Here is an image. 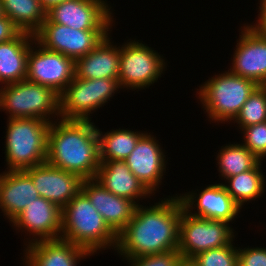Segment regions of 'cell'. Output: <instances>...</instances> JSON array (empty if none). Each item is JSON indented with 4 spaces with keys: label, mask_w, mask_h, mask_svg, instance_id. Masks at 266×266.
<instances>
[{
    "label": "cell",
    "mask_w": 266,
    "mask_h": 266,
    "mask_svg": "<svg viewBox=\"0 0 266 266\" xmlns=\"http://www.w3.org/2000/svg\"><path fill=\"white\" fill-rule=\"evenodd\" d=\"M183 208L177 194L160 199L154 205H137L132 219L118 234L117 255L125 261L178 251L179 222Z\"/></svg>",
    "instance_id": "cell-1"
},
{
    "label": "cell",
    "mask_w": 266,
    "mask_h": 266,
    "mask_svg": "<svg viewBox=\"0 0 266 266\" xmlns=\"http://www.w3.org/2000/svg\"><path fill=\"white\" fill-rule=\"evenodd\" d=\"M46 162L83 180L95 178L101 162L94 121H53L48 131Z\"/></svg>",
    "instance_id": "cell-2"
},
{
    "label": "cell",
    "mask_w": 266,
    "mask_h": 266,
    "mask_svg": "<svg viewBox=\"0 0 266 266\" xmlns=\"http://www.w3.org/2000/svg\"><path fill=\"white\" fill-rule=\"evenodd\" d=\"M61 239L95 255L110 248L116 250L118 235L80 190L62 209Z\"/></svg>",
    "instance_id": "cell-3"
},
{
    "label": "cell",
    "mask_w": 266,
    "mask_h": 266,
    "mask_svg": "<svg viewBox=\"0 0 266 266\" xmlns=\"http://www.w3.org/2000/svg\"><path fill=\"white\" fill-rule=\"evenodd\" d=\"M257 86L254 81L226 70L203 82L196 97L210 123L230 124Z\"/></svg>",
    "instance_id": "cell-4"
},
{
    "label": "cell",
    "mask_w": 266,
    "mask_h": 266,
    "mask_svg": "<svg viewBox=\"0 0 266 266\" xmlns=\"http://www.w3.org/2000/svg\"><path fill=\"white\" fill-rule=\"evenodd\" d=\"M49 122L38 118L7 119V171H22L46 162Z\"/></svg>",
    "instance_id": "cell-5"
},
{
    "label": "cell",
    "mask_w": 266,
    "mask_h": 266,
    "mask_svg": "<svg viewBox=\"0 0 266 266\" xmlns=\"http://www.w3.org/2000/svg\"><path fill=\"white\" fill-rule=\"evenodd\" d=\"M0 111L5 112L8 119L38 118L52 123L60 119L59 94L26 79L6 84L0 93Z\"/></svg>",
    "instance_id": "cell-6"
},
{
    "label": "cell",
    "mask_w": 266,
    "mask_h": 266,
    "mask_svg": "<svg viewBox=\"0 0 266 266\" xmlns=\"http://www.w3.org/2000/svg\"><path fill=\"white\" fill-rule=\"evenodd\" d=\"M120 89L118 79H80L75 76L59 95L60 119L92 121L93 115L90 114L109 103Z\"/></svg>",
    "instance_id": "cell-7"
},
{
    "label": "cell",
    "mask_w": 266,
    "mask_h": 266,
    "mask_svg": "<svg viewBox=\"0 0 266 266\" xmlns=\"http://www.w3.org/2000/svg\"><path fill=\"white\" fill-rule=\"evenodd\" d=\"M143 43L135 38L128 39L120 45L118 80L123 90H145L165 74L167 69L165 57Z\"/></svg>",
    "instance_id": "cell-8"
},
{
    "label": "cell",
    "mask_w": 266,
    "mask_h": 266,
    "mask_svg": "<svg viewBox=\"0 0 266 266\" xmlns=\"http://www.w3.org/2000/svg\"><path fill=\"white\" fill-rule=\"evenodd\" d=\"M232 227L226 221L193 216L183 208L178 252L183 258H192L200 252L230 245L236 237Z\"/></svg>",
    "instance_id": "cell-9"
},
{
    "label": "cell",
    "mask_w": 266,
    "mask_h": 266,
    "mask_svg": "<svg viewBox=\"0 0 266 266\" xmlns=\"http://www.w3.org/2000/svg\"><path fill=\"white\" fill-rule=\"evenodd\" d=\"M111 7L107 0H65L47 10L46 19L77 30H110L116 20Z\"/></svg>",
    "instance_id": "cell-10"
},
{
    "label": "cell",
    "mask_w": 266,
    "mask_h": 266,
    "mask_svg": "<svg viewBox=\"0 0 266 266\" xmlns=\"http://www.w3.org/2000/svg\"><path fill=\"white\" fill-rule=\"evenodd\" d=\"M75 77V61L44 48L33 41L28 58L26 80L53 89L61 94Z\"/></svg>",
    "instance_id": "cell-11"
},
{
    "label": "cell",
    "mask_w": 266,
    "mask_h": 266,
    "mask_svg": "<svg viewBox=\"0 0 266 266\" xmlns=\"http://www.w3.org/2000/svg\"><path fill=\"white\" fill-rule=\"evenodd\" d=\"M110 31L112 30H77L46 19L34 37L44 48L76 61L92 51Z\"/></svg>",
    "instance_id": "cell-12"
},
{
    "label": "cell",
    "mask_w": 266,
    "mask_h": 266,
    "mask_svg": "<svg viewBox=\"0 0 266 266\" xmlns=\"http://www.w3.org/2000/svg\"><path fill=\"white\" fill-rule=\"evenodd\" d=\"M151 132H145L136 143L134 150L124 159L130 171L153 195L166 175L167 152Z\"/></svg>",
    "instance_id": "cell-13"
},
{
    "label": "cell",
    "mask_w": 266,
    "mask_h": 266,
    "mask_svg": "<svg viewBox=\"0 0 266 266\" xmlns=\"http://www.w3.org/2000/svg\"><path fill=\"white\" fill-rule=\"evenodd\" d=\"M11 224L16 232L18 230V233L21 231L29 236L24 239L23 246L36 241L60 239L62 209L40 196L28 204Z\"/></svg>",
    "instance_id": "cell-14"
},
{
    "label": "cell",
    "mask_w": 266,
    "mask_h": 266,
    "mask_svg": "<svg viewBox=\"0 0 266 266\" xmlns=\"http://www.w3.org/2000/svg\"><path fill=\"white\" fill-rule=\"evenodd\" d=\"M223 183L205 186L200 191L197 189L198 193L195 189L178 194L184 209L193 216L232 223L238 219L241 208L226 191Z\"/></svg>",
    "instance_id": "cell-15"
},
{
    "label": "cell",
    "mask_w": 266,
    "mask_h": 266,
    "mask_svg": "<svg viewBox=\"0 0 266 266\" xmlns=\"http://www.w3.org/2000/svg\"><path fill=\"white\" fill-rule=\"evenodd\" d=\"M241 25L239 39L236 41L233 57L231 56L232 67L228 70L254 81L257 85L266 86V39L247 23Z\"/></svg>",
    "instance_id": "cell-16"
},
{
    "label": "cell",
    "mask_w": 266,
    "mask_h": 266,
    "mask_svg": "<svg viewBox=\"0 0 266 266\" xmlns=\"http://www.w3.org/2000/svg\"><path fill=\"white\" fill-rule=\"evenodd\" d=\"M32 179L39 196L63 209L81 190V179L77 174L59 169L44 162L24 170Z\"/></svg>",
    "instance_id": "cell-17"
},
{
    "label": "cell",
    "mask_w": 266,
    "mask_h": 266,
    "mask_svg": "<svg viewBox=\"0 0 266 266\" xmlns=\"http://www.w3.org/2000/svg\"><path fill=\"white\" fill-rule=\"evenodd\" d=\"M81 191L117 235L135 213L137 204L134 201L109 192L95 178L83 180Z\"/></svg>",
    "instance_id": "cell-18"
},
{
    "label": "cell",
    "mask_w": 266,
    "mask_h": 266,
    "mask_svg": "<svg viewBox=\"0 0 266 266\" xmlns=\"http://www.w3.org/2000/svg\"><path fill=\"white\" fill-rule=\"evenodd\" d=\"M23 248V266H77L83 259L93 256L84 248L61 238L36 241Z\"/></svg>",
    "instance_id": "cell-19"
},
{
    "label": "cell",
    "mask_w": 266,
    "mask_h": 266,
    "mask_svg": "<svg viewBox=\"0 0 266 266\" xmlns=\"http://www.w3.org/2000/svg\"><path fill=\"white\" fill-rule=\"evenodd\" d=\"M38 197L31 177L24 170L0 173V209L10 223Z\"/></svg>",
    "instance_id": "cell-20"
},
{
    "label": "cell",
    "mask_w": 266,
    "mask_h": 266,
    "mask_svg": "<svg viewBox=\"0 0 266 266\" xmlns=\"http://www.w3.org/2000/svg\"><path fill=\"white\" fill-rule=\"evenodd\" d=\"M111 31L88 54L75 61V76L80 79H118L120 44L114 43Z\"/></svg>",
    "instance_id": "cell-21"
},
{
    "label": "cell",
    "mask_w": 266,
    "mask_h": 266,
    "mask_svg": "<svg viewBox=\"0 0 266 266\" xmlns=\"http://www.w3.org/2000/svg\"><path fill=\"white\" fill-rule=\"evenodd\" d=\"M95 179L109 192L128 198L140 205L153 196L138 178L130 171L124 160L103 161Z\"/></svg>",
    "instance_id": "cell-22"
},
{
    "label": "cell",
    "mask_w": 266,
    "mask_h": 266,
    "mask_svg": "<svg viewBox=\"0 0 266 266\" xmlns=\"http://www.w3.org/2000/svg\"><path fill=\"white\" fill-rule=\"evenodd\" d=\"M34 40L33 34L21 31L15 38L0 43V82L3 85L26 79L27 58Z\"/></svg>",
    "instance_id": "cell-23"
},
{
    "label": "cell",
    "mask_w": 266,
    "mask_h": 266,
    "mask_svg": "<svg viewBox=\"0 0 266 266\" xmlns=\"http://www.w3.org/2000/svg\"><path fill=\"white\" fill-rule=\"evenodd\" d=\"M262 163L260 161L253 169L225 179L224 188L241 209L246 203L259 199L266 191Z\"/></svg>",
    "instance_id": "cell-24"
},
{
    "label": "cell",
    "mask_w": 266,
    "mask_h": 266,
    "mask_svg": "<svg viewBox=\"0 0 266 266\" xmlns=\"http://www.w3.org/2000/svg\"><path fill=\"white\" fill-rule=\"evenodd\" d=\"M3 14L22 32L35 34L46 20L40 0H0Z\"/></svg>",
    "instance_id": "cell-25"
},
{
    "label": "cell",
    "mask_w": 266,
    "mask_h": 266,
    "mask_svg": "<svg viewBox=\"0 0 266 266\" xmlns=\"http://www.w3.org/2000/svg\"><path fill=\"white\" fill-rule=\"evenodd\" d=\"M97 127L99 136L100 162L124 160L134 150L139 138L146 131L131 129H116L107 132L100 131Z\"/></svg>",
    "instance_id": "cell-26"
},
{
    "label": "cell",
    "mask_w": 266,
    "mask_h": 266,
    "mask_svg": "<svg viewBox=\"0 0 266 266\" xmlns=\"http://www.w3.org/2000/svg\"><path fill=\"white\" fill-rule=\"evenodd\" d=\"M216 154L215 160L221 180L249 171L260 162L242 143L238 142L221 146Z\"/></svg>",
    "instance_id": "cell-27"
},
{
    "label": "cell",
    "mask_w": 266,
    "mask_h": 266,
    "mask_svg": "<svg viewBox=\"0 0 266 266\" xmlns=\"http://www.w3.org/2000/svg\"><path fill=\"white\" fill-rule=\"evenodd\" d=\"M266 121V86L258 85L243 104L239 114L231 122L241 131L250 125Z\"/></svg>",
    "instance_id": "cell-28"
},
{
    "label": "cell",
    "mask_w": 266,
    "mask_h": 266,
    "mask_svg": "<svg viewBox=\"0 0 266 266\" xmlns=\"http://www.w3.org/2000/svg\"><path fill=\"white\" fill-rule=\"evenodd\" d=\"M234 244L200 252L192 259L197 266H238V247Z\"/></svg>",
    "instance_id": "cell-29"
},
{
    "label": "cell",
    "mask_w": 266,
    "mask_h": 266,
    "mask_svg": "<svg viewBox=\"0 0 266 266\" xmlns=\"http://www.w3.org/2000/svg\"><path fill=\"white\" fill-rule=\"evenodd\" d=\"M242 144L260 161L266 158V121L241 130Z\"/></svg>",
    "instance_id": "cell-30"
},
{
    "label": "cell",
    "mask_w": 266,
    "mask_h": 266,
    "mask_svg": "<svg viewBox=\"0 0 266 266\" xmlns=\"http://www.w3.org/2000/svg\"><path fill=\"white\" fill-rule=\"evenodd\" d=\"M181 255L178 251L127 259L129 266H177Z\"/></svg>",
    "instance_id": "cell-31"
},
{
    "label": "cell",
    "mask_w": 266,
    "mask_h": 266,
    "mask_svg": "<svg viewBox=\"0 0 266 266\" xmlns=\"http://www.w3.org/2000/svg\"><path fill=\"white\" fill-rule=\"evenodd\" d=\"M238 266H266V247H238Z\"/></svg>",
    "instance_id": "cell-32"
},
{
    "label": "cell",
    "mask_w": 266,
    "mask_h": 266,
    "mask_svg": "<svg viewBox=\"0 0 266 266\" xmlns=\"http://www.w3.org/2000/svg\"><path fill=\"white\" fill-rule=\"evenodd\" d=\"M21 30L5 15L0 17V43L15 38Z\"/></svg>",
    "instance_id": "cell-33"
},
{
    "label": "cell",
    "mask_w": 266,
    "mask_h": 266,
    "mask_svg": "<svg viewBox=\"0 0 266 266\" xmlns=\"http://www.w3.org/2000/svg\"><path fill=\"white\" fill-rule=\"evenodd\" d=\"M259 2L257 20L255 23L253 21L251 24L248 22L247 25L258 35L266 39V0H260Z\"/></svg>",
    "instance_id": "cell-34"
},
{
    "label": "cell",
    "mask_w": 266,
    "mask_h": 266,
    "mask_svg": "<svg viewBox=\"0 0 266 266\" xmlns=\"http://www.w3.org/2000/svg\"><path fill=\"white\" fill-rule=\"evenodd\" d=\"M63 1L65 0H40L42 6L44 7L46 11L49 10L53 6L62 3Z\"/></svg>",
    "instance_id": "cell-35"
},
{
    "label": "cell",
    "mask_w": 266,
    "mask_h": 266,
    "mask_svg": "<svg viewBox=\"0 0 266 266\" xmlns=\"http://www.w3.org/2000/svg\"><path fill=\"white\" fill-rule=\"evenodd\" d=\"M177 266H197L192 258H183L181 257Z\"/></svg>",
    "instance_id": "cell-36"
},
{
    "label": "cell",
    "mask_w": 266,
    "mask_h": 266,
    "mask_svg": "<svg viewBox=\"0 0 266 266\" xmlns=\"http://www.w3.org/2000/svg\"><path fill=\"white\" fill-rule=\"evenodd\" d=\"M3 9H2V6H1V1H0V17L3 16Z\"/></svg>",
    "instance_id": "cell-37"
},
{
    "label": "cell",
    "mask_w": 266,
    "mask_h": 266,
    "mask_svg": "<svg viewBox=\"0 0 266 266\" xmlns=\"http://www.w3.org/2000/svg\"><path fill=\"white\" fill-rule=\"evenodd\" d=\"M2 87H3V84L0 82V93H1Z\"/></svg>",
    "instance_id": "cell-38"
}]
</instances>
